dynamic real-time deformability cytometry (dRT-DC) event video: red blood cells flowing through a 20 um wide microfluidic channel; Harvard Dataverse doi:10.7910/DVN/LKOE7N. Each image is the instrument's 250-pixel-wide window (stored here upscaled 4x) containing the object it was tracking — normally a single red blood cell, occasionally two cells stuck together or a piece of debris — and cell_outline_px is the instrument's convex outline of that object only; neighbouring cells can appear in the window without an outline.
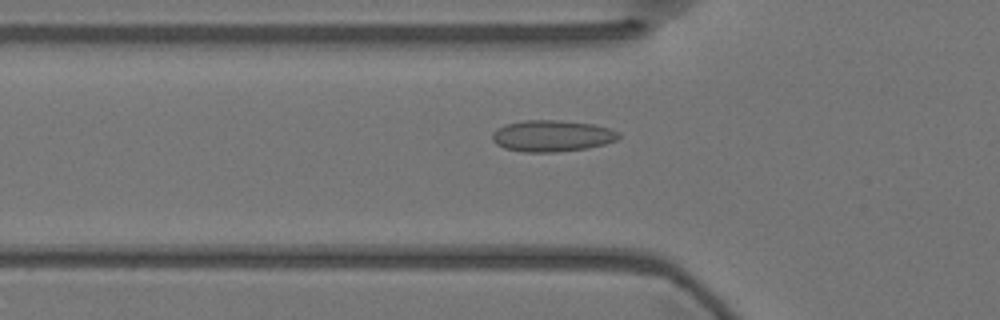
{"species": "Egyptian fruit bat (a non-hibernating species)", "species_latin": "Rousettus aegyptiacus", "temperature_condition": "warm", "stored_images_in_passage": 56, "camera_frame_rate_fps": 3000, "um_per_image_px": 0.085, "animal": {"sex": "female"}, "frame": {"image": 1, "passage_image": 19, "time_ms": 6.0, "image_size_px": [1000, 320], "cell_outline_px": [[620, 136], [616, 140], [604, 144], [588, 148], [556, 152], [524, 152], [504, 148], [496, 144], [492, 140], [492, 132], [496, 128], [504, 124], [524, 120], [560, 120], [596, 124], [620, 132]], "centroid_in_image_um": [46.9, 11.54], "position_along_channel_um": 78.9, "area_um2": 23.41}}
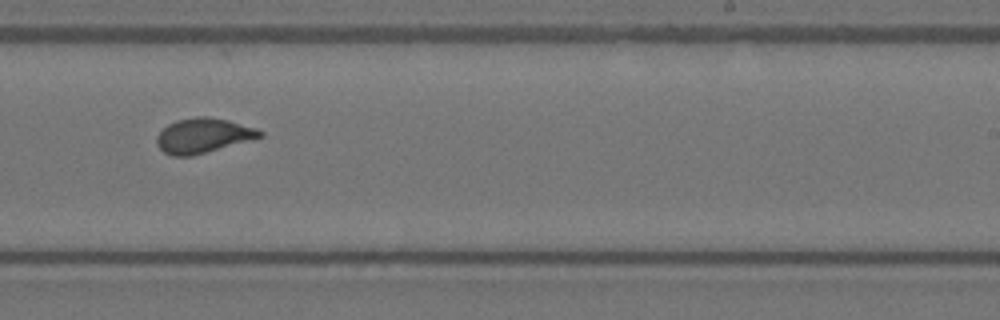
{"frame": {"image": 2, "passage_image": 35, "time_ms": 11.333, "image_size_px": [1000, 320], "cell_outline_px": [[264, 136], [252, 140], [192, 156], [172, 156], [164, 152], [156, 144], [156, 136], [168, 124], [176, 120], [196, 116], [208, 116], [228, 120], [256, 128], [264, 132]], "centroid_in_image_um": [17.28, 11.52], "position_along_channel_um": 271.7, "area_um2": 21.04}}
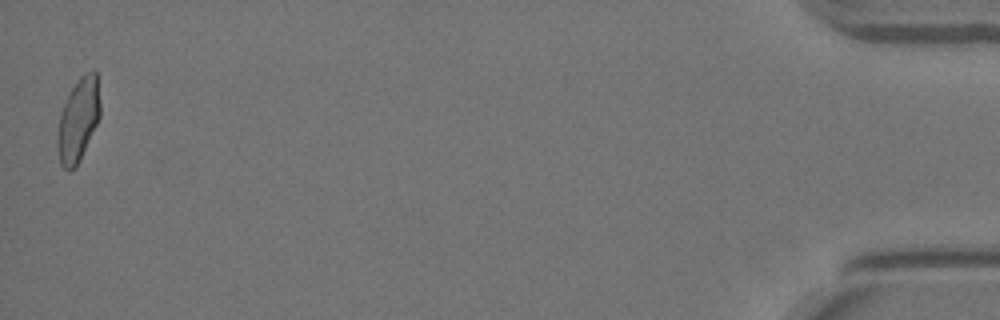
{"frame": {"image": 3, "passage_image": 56, "time_ms": 18.333, "image_size_px": [1000, 320], "cell_outline_px": [[100, 116], [80, 160], [76, 168], [68, 172], [60, 164], [56, 148], [56, 140], [60, 112], [68, 92], [80, 76], [84, 72], [92, 68], [96, 72], [100, 104]], "centroid_in_image_um": [6.62, 10.19], "position_along_channel_um": 428.6, "area_um2": 21.15}}